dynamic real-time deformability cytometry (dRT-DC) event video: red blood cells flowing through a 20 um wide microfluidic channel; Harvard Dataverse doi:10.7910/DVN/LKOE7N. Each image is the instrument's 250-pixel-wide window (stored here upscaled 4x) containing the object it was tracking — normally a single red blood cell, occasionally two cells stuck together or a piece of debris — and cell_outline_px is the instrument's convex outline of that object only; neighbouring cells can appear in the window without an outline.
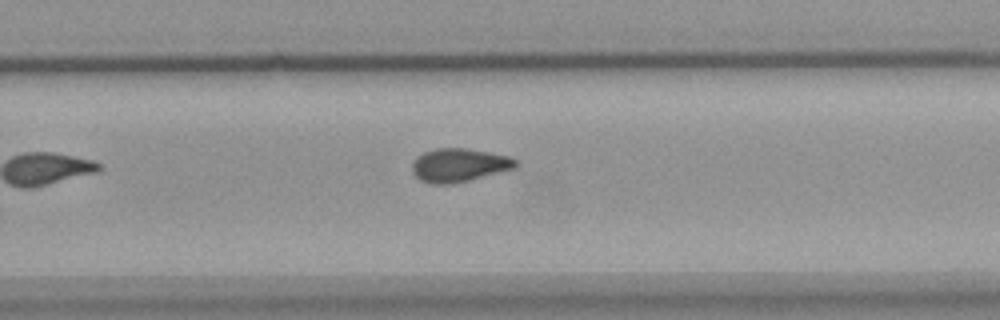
{"species": "common noctule bat (a hibernating species)", "species_latin": "Nyctalus noctula", "temperature_condition": "warm", "stored_images_in_passage": 10, "camera_frame_rate_fps": 3000, "um_per_image_px": 0.085, "animal": {"sex": "female", "body_mass_g": 18.4}, "frame": {"image": 1, "passage_image": 10, "time_ms": 11.667, "image_size_px": [1000, 320], "cell_outline_px": [[520, 164], [516, 168], [452, 184], [428, 184], [420, 180], [412, 172], [412, 164], [416, 156], [424, 152], [436, 148], [468, 148], [512, 156]], "centroid_in_image_um": [39.03, 14.03], "position_along_channel_um": 290.8, "area_um2": 20.46}}